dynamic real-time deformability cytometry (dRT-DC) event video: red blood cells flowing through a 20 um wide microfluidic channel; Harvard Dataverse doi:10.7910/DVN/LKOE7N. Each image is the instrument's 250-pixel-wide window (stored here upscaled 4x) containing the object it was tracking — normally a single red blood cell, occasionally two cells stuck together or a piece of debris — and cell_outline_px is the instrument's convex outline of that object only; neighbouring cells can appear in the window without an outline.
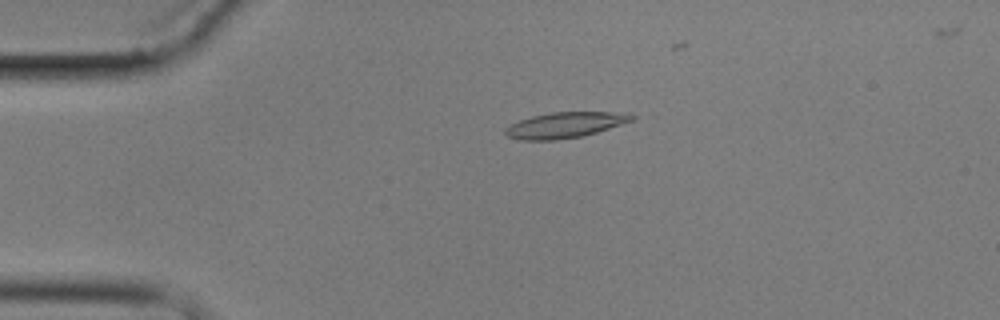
{"species": "common noctule bat (a hibernating species)", "species_latin": "Nyctalus noctula", "temperature_condition": "cold", "stored_images_in_passage": 5, "camera_frame_rate_fps": 3000, "um_per_image_px": 0.085, "animal": {"sex": "male", "body_mass_g": 17.9}, "frame": {"image": 1, "passage_image": 4, "time_ms": 3.667, "image_size_px": [1000, 320], "cell_outline_px": [[640, 116], [636, 120], [584, 136], [556, 140], [520, 140], [508, 136], [504, 132], [504, 128], [520, 120], [532, 116], [552, 112], [632, 112]], "centroid_in_image_um": [48.15, 10.61], "position_along_channel_um": 36.9, "area_um2": 19.31}}